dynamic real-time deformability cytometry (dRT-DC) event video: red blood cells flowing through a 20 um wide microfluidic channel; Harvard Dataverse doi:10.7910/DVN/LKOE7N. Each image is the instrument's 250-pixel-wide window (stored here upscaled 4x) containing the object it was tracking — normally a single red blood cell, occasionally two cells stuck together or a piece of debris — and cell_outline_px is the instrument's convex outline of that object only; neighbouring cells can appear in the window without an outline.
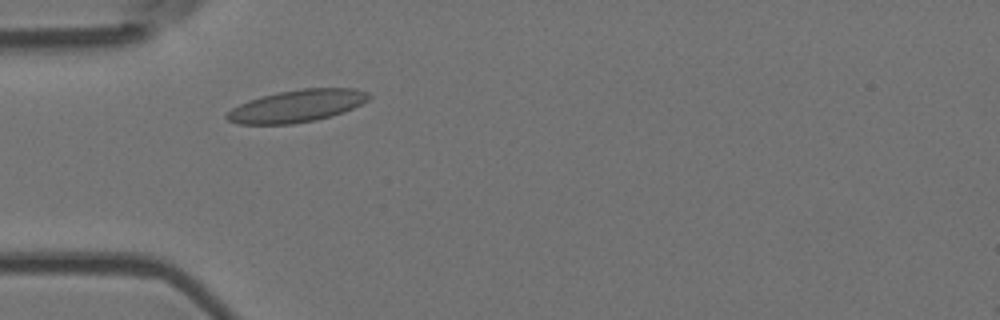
{"species": "Egyptian fruit bat (a non-hibernating species)", "species_latin": "Rousettus aegyptiacus", "temperature_condition": "room temperature", "stored_images_in_passage": 2, "camera_frame_rate_fps": 3000, "um_per_image_px": 0.085, "animal": {"sex": "female"}, "frame": {"image": 1, "passage_image": 1, "time_ms": 0.0, "image_size_px": [1000, 320], "cell_outline_px": [[372, 96], [368, 100], [344, 112], [316, 120], [292, 124], [240, 124], [228, 120], [224, 116], [232, 108], [248, 100], [276, 92], [300, 88], [356, 88], [368, 92]], "centroid_in_image_um": [25.25, 9.0], "position_along_channel_um": 59.8, "area_um2": 26.76}}
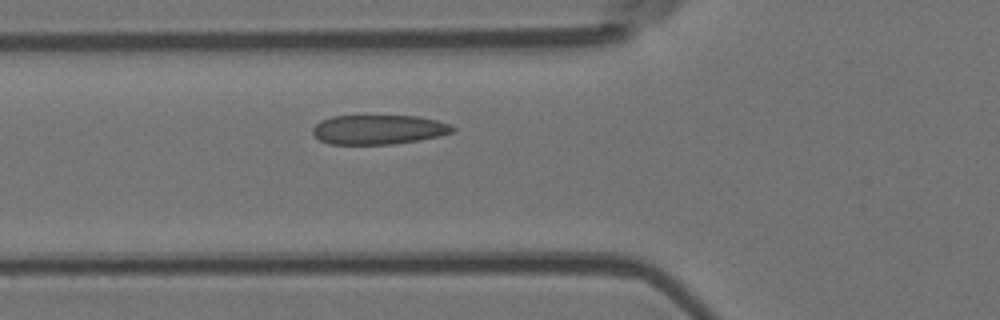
{"frame": {"image": 2, "passage_image": 2, "time_ms": 0.333, "image_size_px": [1000, 320], "cell_outline_px": [[456, 128], [452, 132], [440, 136], [420, 140], [392, 144], [328, 144], [320, 140], [312, 132], [312, 128], [320, 120], [332, 116], [420, 116], [452, 124]], "centroid_in_image_um": [32.2, 11.01], "position_along_channel_um": 93.6, "area_um2": 24.16}}